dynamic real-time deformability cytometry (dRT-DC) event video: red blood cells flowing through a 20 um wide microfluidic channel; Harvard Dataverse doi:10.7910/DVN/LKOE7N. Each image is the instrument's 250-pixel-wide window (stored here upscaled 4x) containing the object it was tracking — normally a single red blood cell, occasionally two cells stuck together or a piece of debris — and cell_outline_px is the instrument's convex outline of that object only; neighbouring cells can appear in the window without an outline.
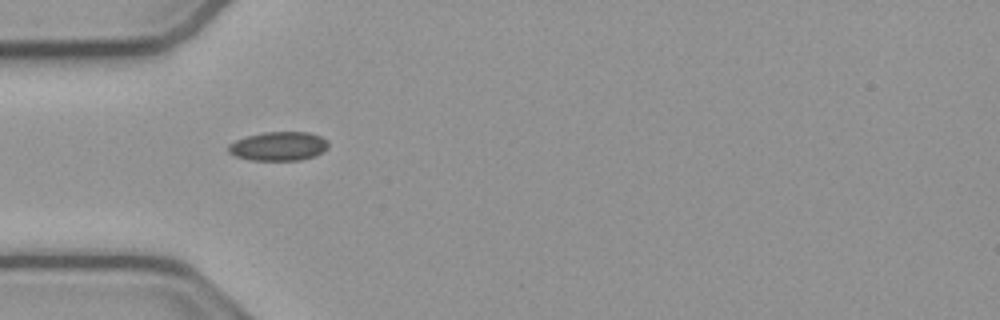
{"species": "common noctule bat (a hibernating species)", "species_latin": "Nyctalus noctula", "temperature_condition": "cold", "stored_images_in_passage": 38, "camera_frame_rate_fps": 3000, "um_per_image_px": 0.085, "animal": {"sex": "male", "body_mass_g": 23.1, "forearm_length_mm": 52.7}, "frame": {"image": 1, "passage_image": 1, "time_ms": 0.0, "image_size_px": [1000, 320], "cell_outline_px": [[328, 148], [312, 156], [300, 160], [252, 160], [236, 156], [228, 152], [228, 144], [236, 140], [248, 136], [264, 132], [308, 132], [320, 136], [328, 144]], "centroid_in_image_um": [23.64, 12.42], "position_along_channel_um": 61.4, "area_um2": 16.59}}
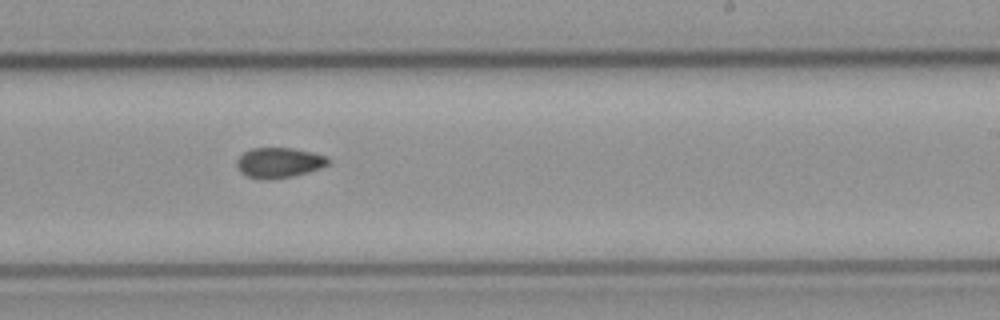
{"frame": {"image": 2, "passage_image": 17, "time_ms": 5.333, "image_size_px": [1000, 320], "cell_outline_px": [[328, 164], [320, 168], [308, 172], [292, 176], [268, 180], [248, 176], [240, 172], [236, 164], [236, 160], [244, 152], [252, 148], [292, 148], [312, 152], [324, 156], [328, 160]], "centroid_in_image_um": [23.68, 13.82], "position_along_channel_um": 265.3, "area_um2": 15.9}}
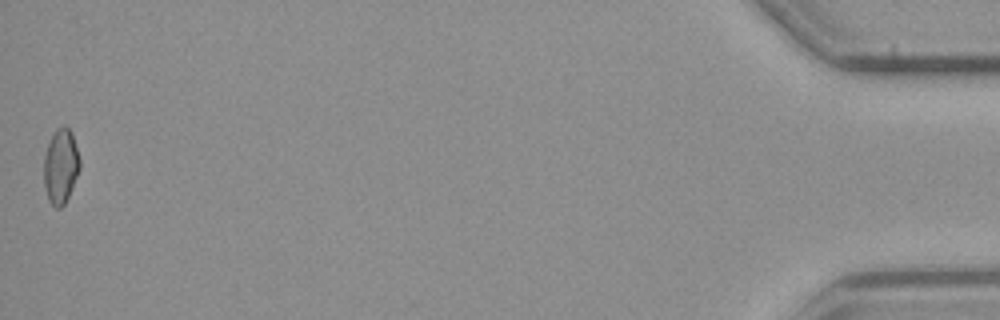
{"frame": {"image": 3, "passage_image": 38, "time_ms": 12.333, "image_size_px": [1000, 320], "cell_outline_px": [[80, 168], [68, 196], [64, 204], [60, 208], [56, 208], [48, 200], [44, 188], [44, 156], [48, 144], [56, 128], [64, 124], [72, 132], [80, 160]], "centroid_in_image_um": [5.15, 14.11], "position_along_channel_um": 430.0, "area_um2": 15.61}, "authors_computed_cell_mechanics": {"area_um2": 15.895, "velocity_mm_per_s": 3.8284, "shape_relaxation_time_tau1_ms": null, "shape_relaxation_time_tau2_ms": 10.8593, "deformation_change_tau1": null, "deformation_change_tau2": 0.1447}}